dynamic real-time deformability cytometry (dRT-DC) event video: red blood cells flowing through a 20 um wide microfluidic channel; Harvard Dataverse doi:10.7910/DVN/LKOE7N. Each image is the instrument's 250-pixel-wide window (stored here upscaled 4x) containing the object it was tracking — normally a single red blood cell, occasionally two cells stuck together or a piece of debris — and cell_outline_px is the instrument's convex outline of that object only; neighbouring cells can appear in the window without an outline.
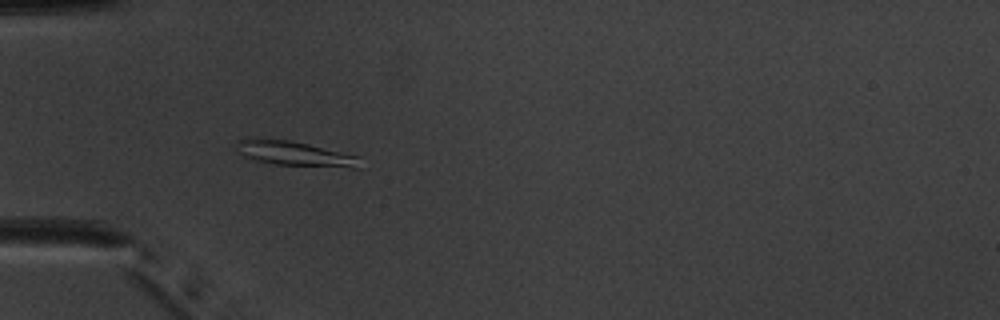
{"species": "common noctule bat (a hibernating species)", "species_latin": "Nyctalus noctula", "temperature_condition": "warm", "stored_images_in_passage": 36, "camera_frame_rate_fps": 3000, "um_per_image_px": 0.085, "animal": {"sex": "male", "body_mass_g": 20.1, "forearm_length_mm": 53.5}, "frame": {"image": 1, "passage_image": 1, "time_ms": 0.0, "image_size_px": [1000, 320], "cell_outline_px": [[360, 168], [352, 168], [276, 164], [256, 160], [244, 156], [240, 152], [236, 140], [252, 136], [260, 136], [288, 140], [308, 144], [360, 156]], "centroid_in_image_um": [25.04, 13.02], "position_along_channel_um": 60.0, "area_um2": 18.03}}
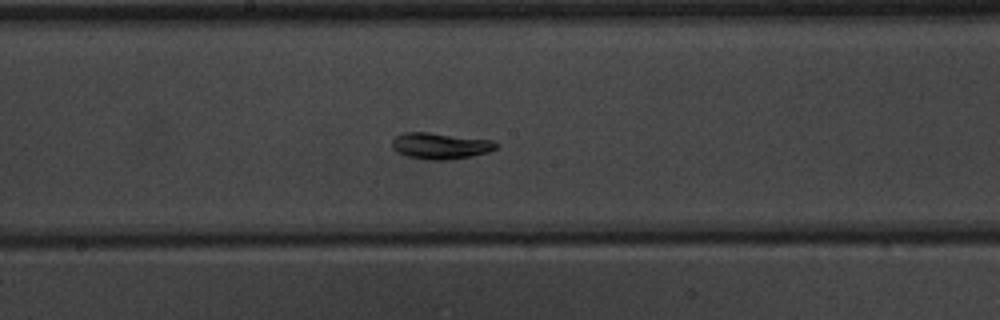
{"frame": {"image": 2, "passage_image": 13, "time_ms": 4.0, "image_size_px": [1000, 320], "cell_outline_px": [[500, 144], [496, 148], [488, 152], [472, 156], [448, 160], [424, 160], [408, 156], [396, 152], [392, 148], [392, 140], [396, 136], [404, 132], [428, 132], [496, 140]], "centroid_in_image_um": [37.46, 12.39], "position_along_channel_um": 210.7, "area_um2": 16.24}}
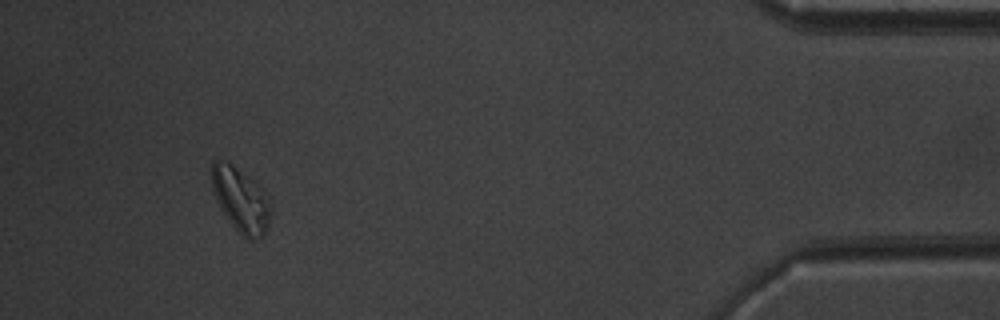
{"frame": {"image": 3, "passage_image": 33, "time_ms": 10.667, "image_size_px": [1000, 320], "cell_outline_px": [[272, 212], [268, 224], [264, 232], [256, 240], [252, 240], [244, 236], [228, 220], [216, 200], [212, 188], [212, 160], [220, 160], [232, 164], [248, 176], [268, 196], [272, 204]], "centroid_in_image_um": [20.48, 16.97], "position_along_channel_um": 414.7, "area_um2": 21.79}, "authors_computed_cell_mechanics": {"area_um2": 15.6638, "velocity_mm_per_s": 3.9196, "shape_relaxation_time_tau1_ms": 2.6801, "shape_relaxation_time_tau2_ms": null, "deformation_change_tau1": 0.1208, "deformation_change_tau2": null}}